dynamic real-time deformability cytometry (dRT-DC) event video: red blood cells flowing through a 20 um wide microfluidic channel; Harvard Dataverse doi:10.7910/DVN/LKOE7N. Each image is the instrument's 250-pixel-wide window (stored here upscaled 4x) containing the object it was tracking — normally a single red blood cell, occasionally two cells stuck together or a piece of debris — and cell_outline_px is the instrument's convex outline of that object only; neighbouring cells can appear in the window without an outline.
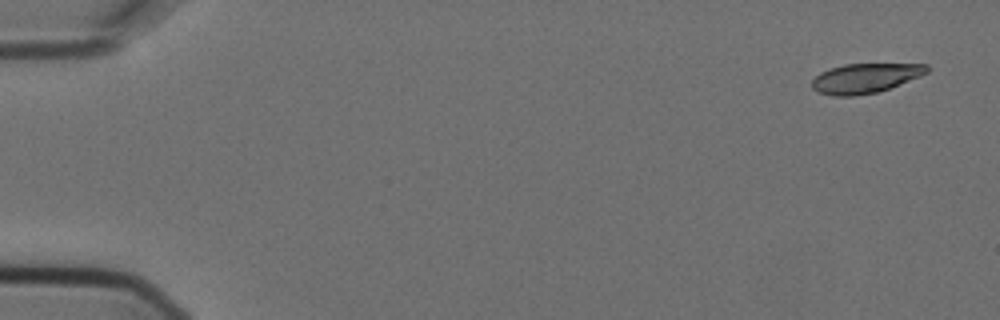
{"species": "Egyptian fruit bat (a non-hibernating species)", "species_latin": "Rousettus aegyptiacus", "temperature_condition": "cold", "stored_images_in_passage": 3, "camera_frame_rate_fps": 3000, "um_per_image_px": 0.085, "animal": {"sex": "female"}, "frame": {"image": 1, "passage_image": 1, "time_ms": 0.0, "image_size_px": [1000, 320], "cell_outline_px": [[928, 72], [920, 76], [888, 88], [876, 92], [852, 96], [832, 96], [816, 92], [812, 88], [812, 80], [820, 72], [828, 68], [844, 64], [928, 64]], "centroid_in_image_um": [73.48, 6.64], "position_along_channel_um": 11.5, "area_um2": 19.77}}